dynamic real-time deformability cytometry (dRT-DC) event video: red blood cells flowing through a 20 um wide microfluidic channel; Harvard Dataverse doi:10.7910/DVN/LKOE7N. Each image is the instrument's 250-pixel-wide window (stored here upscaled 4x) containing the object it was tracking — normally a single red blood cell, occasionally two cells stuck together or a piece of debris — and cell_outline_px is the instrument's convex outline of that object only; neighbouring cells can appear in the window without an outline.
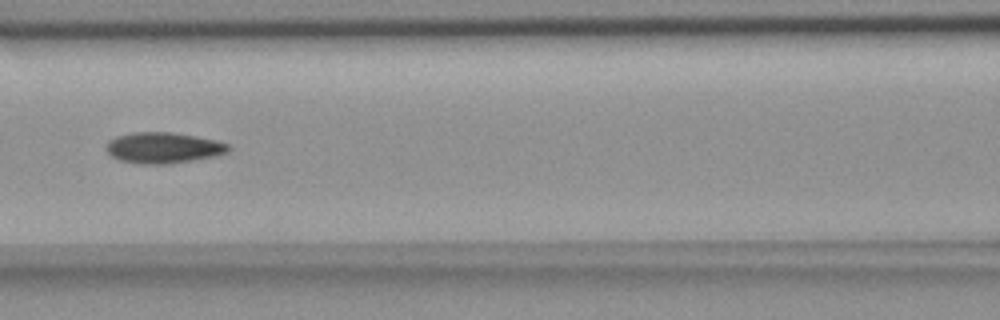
{"species": "common noctule bat (a hibernating species)", "species_latin": "Nyctalus noctula", "temperature_condition": "room temperature", "stored_images_in_passage": 15, "camera_frame_rate_fps": 3000, "um_per_image_px": 0.085, "animal": {"sex": "female", "body_mass_g": 18.4}, "frame": {"image": 1, "passage_image": 7, "time_ms": 8.0, "image_size_px": [1000, 320], "cell_outline_px": [[232, 148], [228, 152], [216, 156], [196, 160], [168, 164], [136, 164], [120, 160], [112, 156], [108, 152], [108, 140], [116, 136], [132, 132], [172, 132], [196, 136], [216, 140], [228, 144]], "centroid_in_image_um": [13.92, 12.56], "position_along_channel_um": 152.7, "area_um2": 22.2}}
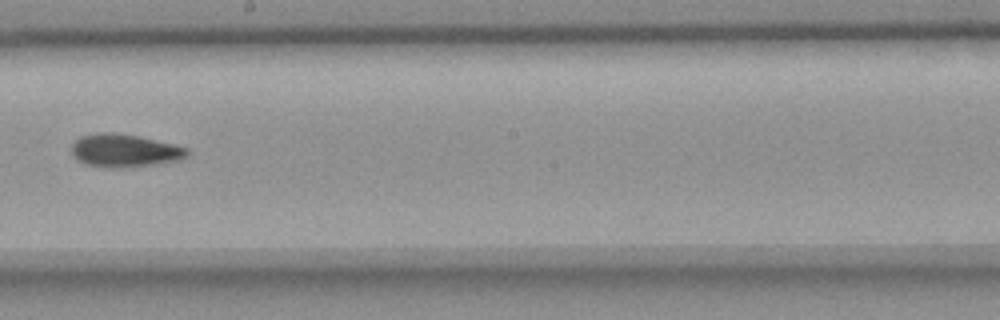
{"frame": {"image": 2, "passage_image": 9, "time_ms": 10.333, "image_size_px": [1000, 320], "cell_outline_px": [[188, 156], [180, 160], [152, 164], [120, 168], [112, 168], [88, 164], [76, 160], [72, 156], [72, 144], [80, 136], [96, 132], [112, 132], [140, 136], [188, 148]], "centroid_in_image_um": [10.56, 12.79], "position_along_channel_um": 237.6, "area_um2": 22.2}}
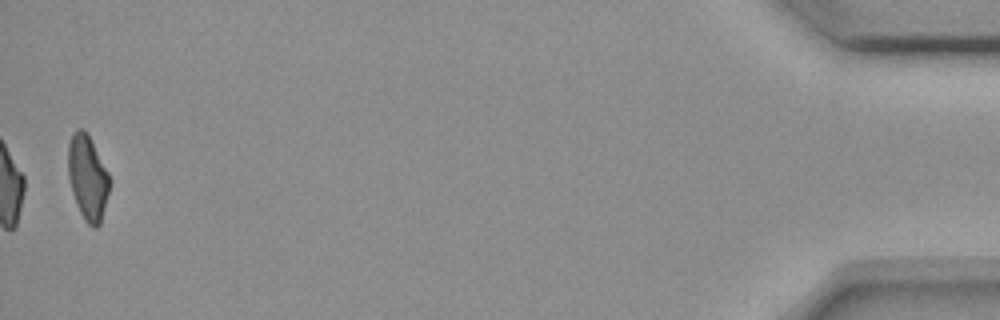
{"frame": {"image": 3, "passage_image": 15, "time_ms": 18.0, "image_size_px": [1000, 320], "cell_outline_px": [[112, 180], [100, 224], [96, 228], [92, 228], [84, 220], [80, 212], [72, 192], [68, 176], [68, 144], [72, 132], [80, 128], [84, 128], [108, 172]], "centroid_in_image_um": [7.45, 15.1], "position_along_channel_um": 427.7, "area_um2": 20.52}, "authors_computed_cell_mechanics": {"area_um2": 21.7906, "velocity_mm_per_s": 3.6752, "shape_relaxation_time_tau1_ms": 4.9925, "shape_relaxation_time_tau2_ms": 6.8443, "deformation_change_tau1": 0.1241, "deformation_change_tau2": 0.1091}}